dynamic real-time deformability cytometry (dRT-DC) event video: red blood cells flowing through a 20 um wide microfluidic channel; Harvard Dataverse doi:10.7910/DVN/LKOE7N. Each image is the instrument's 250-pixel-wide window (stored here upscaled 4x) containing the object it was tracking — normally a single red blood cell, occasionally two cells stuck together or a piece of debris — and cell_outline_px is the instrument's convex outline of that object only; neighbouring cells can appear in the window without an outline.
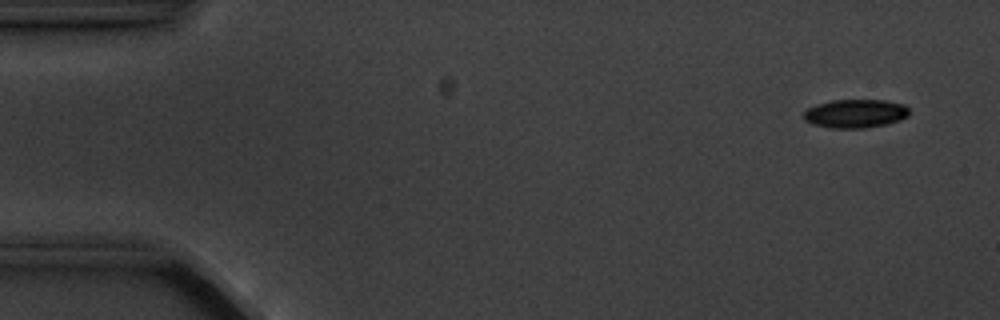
{"species": "common noctule bat (a hibernating species)", "species_latin": "Nyctalus noctula", "temperature_condition": "cold", "stored_images_in_passage": 5, "camera_frame_rate_fps": 3000, "um_per_image_px": 0.085, "animal": {"sex": "male", "body_mass_g": 20.1, "forearm_length_mm": 53.5}, "frame": {"image": 1, "passage_image": 1, "time_ms": 0.0, "image_size_px": [1000, 320], "cell_outline_px": [[908, 116], [900, 120], [884, 124], [864, 128], [832, 128], [812, 124], [804, 120], [804, 112], [808, 108], [816, 104], [832, 100], [884, 100], [904, 104], [908, 108]], "centroid_in_image_um": [72.69, 9.65], "position_along_channel_um": 12.3, "area_um2": 17.51}}